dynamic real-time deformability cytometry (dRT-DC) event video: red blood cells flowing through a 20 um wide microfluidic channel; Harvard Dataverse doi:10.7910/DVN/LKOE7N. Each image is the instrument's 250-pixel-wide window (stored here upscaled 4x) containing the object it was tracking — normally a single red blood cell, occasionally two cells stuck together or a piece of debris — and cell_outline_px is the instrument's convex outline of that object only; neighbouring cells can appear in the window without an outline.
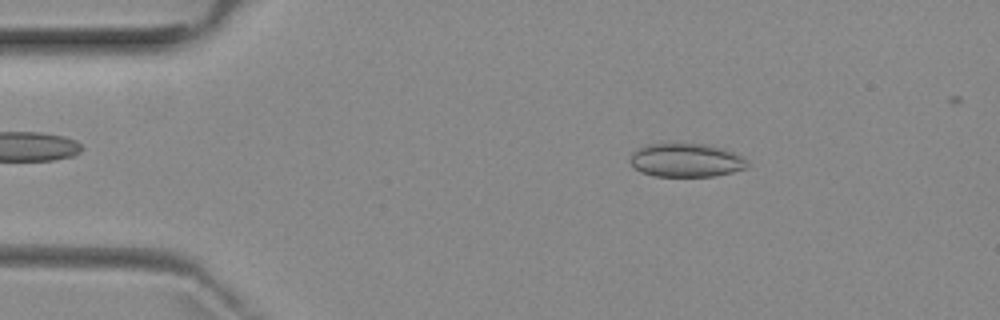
{"species": "common noctule bat (a hibernating species)", "species_latin": "Nyctalus noctula", "temperature_condition": "room temperature", "stored_images_in_passage": 3, "camera_frame_rate_fps": 3000, "um_per_image_px": 0.085, "animal": {"sex": "female", "body_mass_g": 29.2, "forearm_length_mm": 56.3}, "frame": {"image": 1, "passage_image": 2, "time_ms": 1.333, "image_size_px": [1000, 320], "cell_outline_px": [[748, 168], [716, 176], [652, 176], [640, 172], [628, 160], [628, 156], [636, 148], [644, 144], [708, 144], [724, 148], [748, 160]], "centroid_in_image_um": [58.29, 13.62], "position_along_channel_um": 26.7, "area_um2": 23.24}}